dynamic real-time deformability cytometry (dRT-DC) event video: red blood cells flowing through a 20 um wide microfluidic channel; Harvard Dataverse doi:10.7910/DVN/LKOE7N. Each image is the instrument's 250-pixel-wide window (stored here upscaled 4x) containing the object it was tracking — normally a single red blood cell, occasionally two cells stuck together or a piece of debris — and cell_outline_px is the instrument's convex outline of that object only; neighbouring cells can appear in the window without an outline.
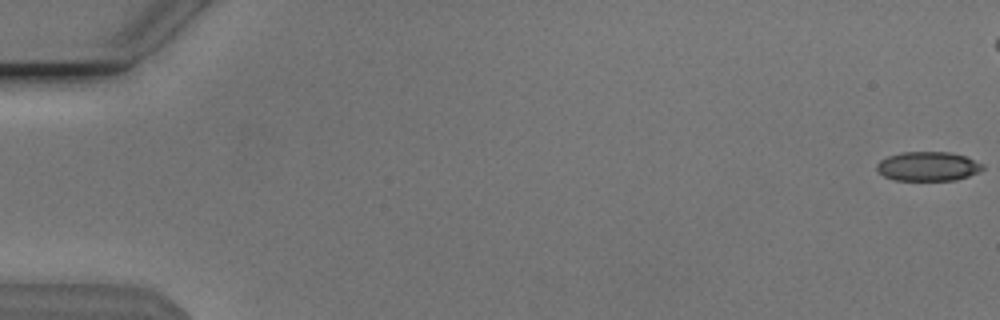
{"species": "Egyptian fruit bat (a non-hibernating species)", "species_latin": "Rousettus aegyptiacus", "temperature_condition": "cold", "stored_images_in_passage": 48, "camera_frame_rate_fps": 3000, "um_per_image_px": 0.085, "animal": {"sex": "male"}, "frame": {"image": 1, "passage_image": 1, "time_ms": 0.0, "image_size_px": [1000, 320], "cell_outline_px": [[984, 168], [968, 176], [956, 180], [896, 180], [884, 176], [876, 168], [876, 164], [880, 160], [888, 156], [900, 152], [948, 152], [964, 156], [984, 164]], "centroid_in_image_um": [78.86, 14.13], "position_along_channel_um": 6.1, "area_um2": 17.92}}
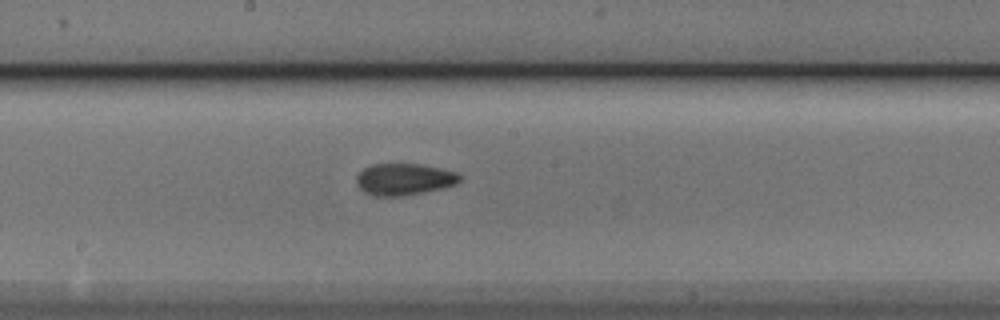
{"frame": {"image": 2, "passage_image": 30, "time_ms": 9.667, "image_size_px": [1000, 320], "cell_outline_px": [[460, 180], [456, 184], [444, 188], [404, 196], [372, 196], [364, 192], [356, 184], [356, 176], [364, 168], [372, 164], [420, 164], [456, 172], [460, 176]], "centroid_in_image_um": [34.32, 15.25], "position_along_channel_um": 213.9, "area_um2": 19.13}}
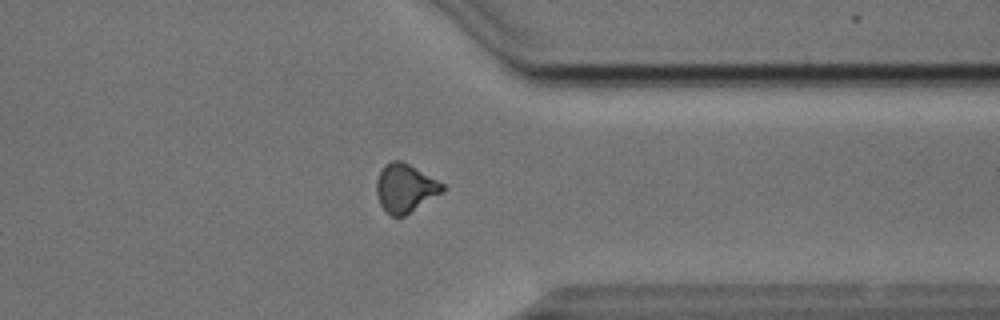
{"frame": {"image": 3, "passage_image": 43, "time_ms": 14.0, "image_size_px": [1000, 320], "cell_outline_px": [[444, 188], [440, 192], [404, 216], [392, 216], [380, 204], [376, 192], [376, 180], [384, 164], [392, 160], [400, 160], [408, 164], [444, 184]], "centroid_in_image_um": [34.38, 15.97], "position_along_channel_um": 377.0, "area_um2": 18.03}}